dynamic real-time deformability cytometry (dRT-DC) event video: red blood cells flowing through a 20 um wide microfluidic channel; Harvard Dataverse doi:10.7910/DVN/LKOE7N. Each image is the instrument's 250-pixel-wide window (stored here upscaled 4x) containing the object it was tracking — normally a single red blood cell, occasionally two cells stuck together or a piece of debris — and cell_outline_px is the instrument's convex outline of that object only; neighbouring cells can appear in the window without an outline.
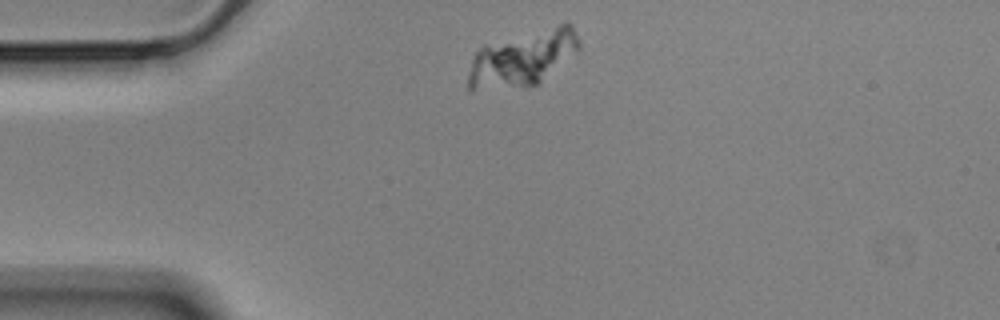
{"species": "Egyptian fruit bat (a non-hibernating species)", "species_latin": "Rousettus aegyptiacus", "temperature_condition": "cold", "stored_images_in_passage": 47, "camera_frame_rate_fps": 3000, "um_per_image_px": 0.085, "animal": {"sex": "male"}, "frame": {"image": 1, "passage_image": 1, "time_ms": 0.0, "image_size_px": [1000, 320], "cell_outline_px": [[580, 48], [540, 84], [524, 88], [472, 92], [468, 92], [468, 76], [472, 56], [480, 44], [564, 20], [568, 20], [572, 24], [580, 40]], "centroid_in_image_um": [44.39, 4.92], "position_along_channel_um": 40.6, "area_um2": 38.21}}
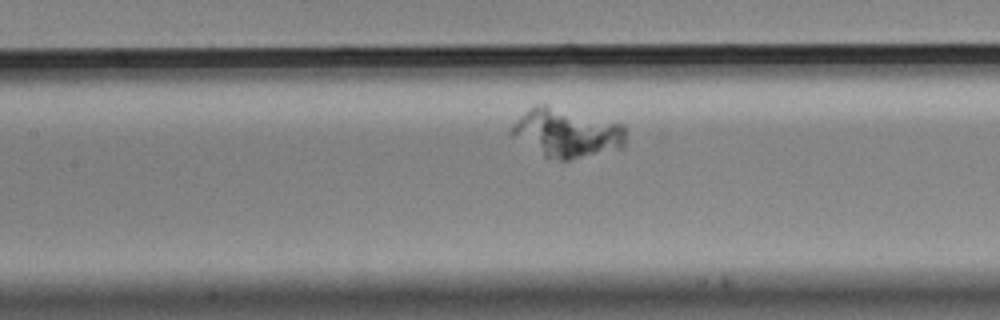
{"frame": {"image": 2, "passage_image": 14, "time_ms": 4.333, "image_size_px": [1000, 320], "cell_outline_px": [[624, 148], [568, 160], [560, 160], [544, 156], [512, 136], [508, 132], [512, 124], [536, 104], [544, 104], [624, 124]], "centroid_in_image_um": [48.17, 11.3], "position_along_channel_um": 159.2, "area_um2": 32.08}}
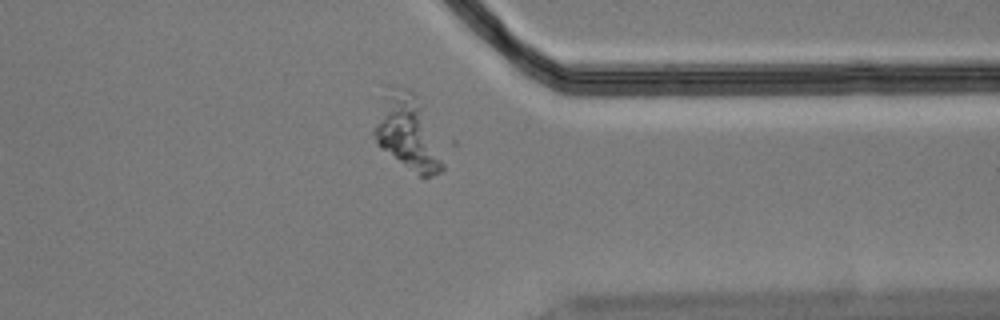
{"frame": {"image": 3, "passage_image": 34, "time_ms": 11.0, "image_size_px": [1000, 320], "cell_outline_px": [[444, 172], [432, 176], [420, 176], [380, 148], [376, 144], [372, 132], [380, 96], [388, 84], [408, 88], [416, 92], [444, 164]], "centroid_in_image_um": [34.55, 11.19], "position_along_channel_um": 376.9, "area_um2": 30.06}}